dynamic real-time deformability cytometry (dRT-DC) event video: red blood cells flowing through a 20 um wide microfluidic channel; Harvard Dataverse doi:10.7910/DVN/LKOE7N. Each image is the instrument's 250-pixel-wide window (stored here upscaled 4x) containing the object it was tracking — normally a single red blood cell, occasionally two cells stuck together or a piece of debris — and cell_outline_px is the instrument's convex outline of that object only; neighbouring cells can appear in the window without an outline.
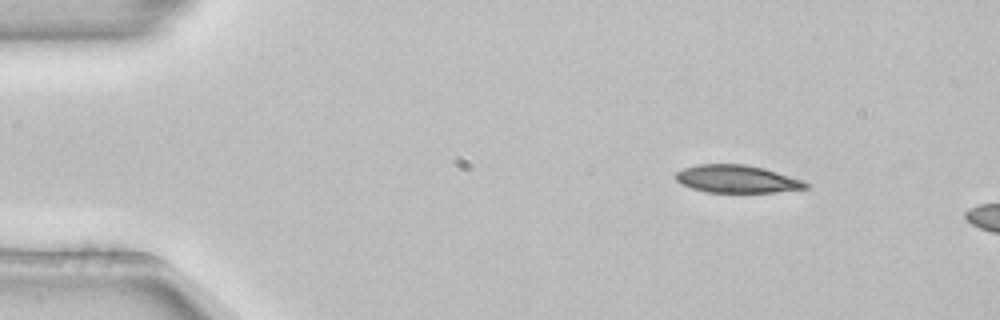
{"species": "common noctule bat (a hibernating species)", "species_latin": "Nyctalus noctula", "temperature_condition": "room temperature", "stored_images_in_passage": 6, "camera_frame_rate_fps": 3000, "um_per_image_px": 0.085, "animal": {"sex": "female", "body_mass_g": 22.7, "forearm_length_mm": 54.2}, "frame": {"image": 1, "passage_image": 1, "time_ms": 0.0, "image_size_px": [1000, 320], "cell_outline_px": [[812, 184], [808, 188], [776, 192], [708, 192], [692, 188], [680, 184], [676, 180], [676, 172], [684, 168], [696, 164], [748, 164], [764, 168], [804, 180]], "centroid_in_image_um": [62.67, 15.21], "position_along_channel_um": 22.3, "area_um2": 21.15}}